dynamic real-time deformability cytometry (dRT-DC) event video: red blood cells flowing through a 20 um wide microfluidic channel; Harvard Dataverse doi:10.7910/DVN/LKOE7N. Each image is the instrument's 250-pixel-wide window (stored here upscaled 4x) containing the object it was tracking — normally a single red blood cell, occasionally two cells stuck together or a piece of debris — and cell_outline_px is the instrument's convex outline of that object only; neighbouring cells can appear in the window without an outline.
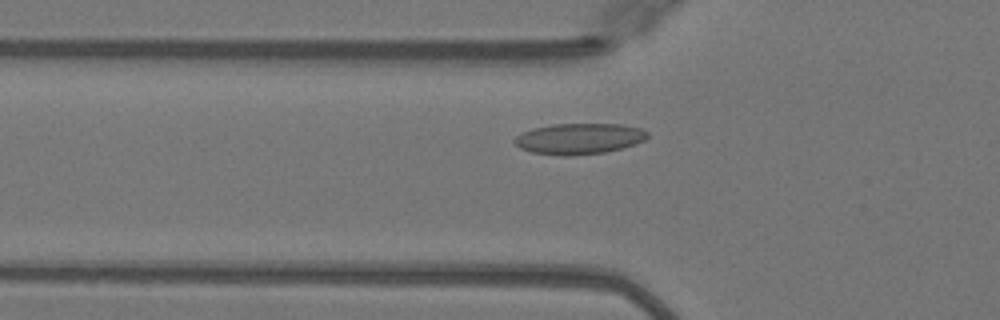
{"species": "Egyptian fruit bat (a non-hibernating species)", "species_latin": "Rousettus aegyptiacus", "temperature_condition": "warm", "stored_images_in_passage": 43, "camera_frame_rate_fps": 3000, "um_per_image_px": 0.085, "animal": {"sex": "female"}, "frame": {"image": 1, "passage_image": 13, "time_ms": 4.0, "image_size_px": [1000, 320], "cell_outline_px": [[648, 136], [644, 140], [636, 144], [604, 152], [572, 156], [564, 156], [532, 152], [520, 148], [512, 140], [516, 136], [532, 128], [552, 124], [620, 124], [640, 128], [648, 132]], "centroid_in_image_um": [49.22, 11.79], "position_along_channel_um": 76.6, "area_um2": 23.87}}
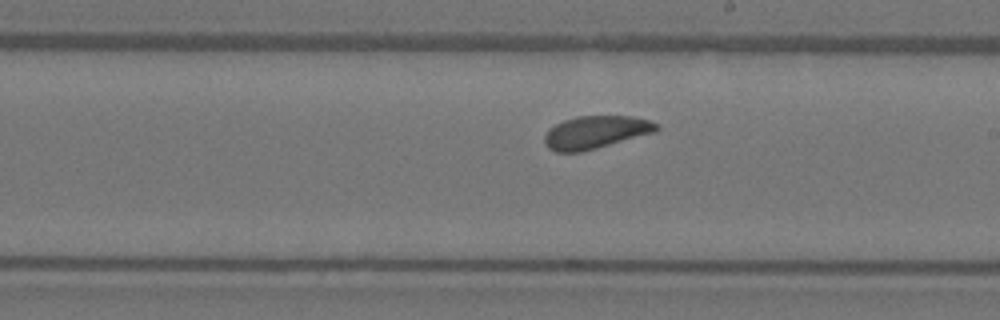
{"frame": {"image": 2, "passage_image": 25, "time_ms": 8.0, "image_size_px": [1000, 320], "cell_outline_px": [[660, 128], [656, 132], [596, 148], [580, 152], [556, 152], [548, 148], [544, 144], [544, 136], [548, 128], [564, 120], [576, 116], [632, 116], [648, 120], [660, 124]], "centroid_in_image_um": [50.62, 11.24], "position_along_channel_um": 238.4, "area_um2": 21.5}}
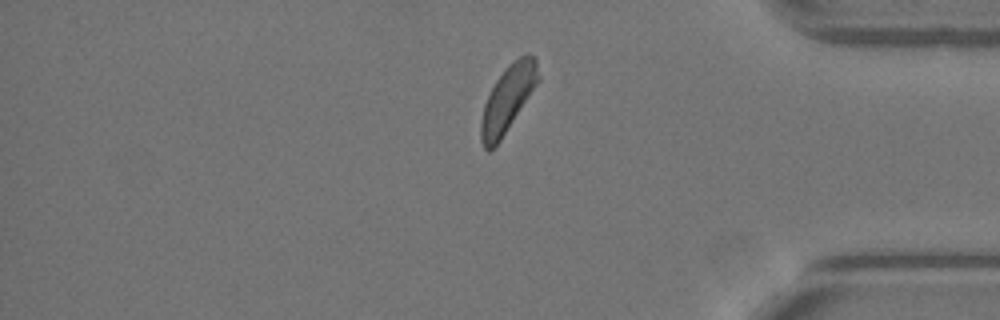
{"frame": {"image": 3, "passage_image": 38, "time_ms": 12.333, "image_size_px": [1000, 320], "cell_outline_px": [[540, 80], [500, 140], [488, 152], [484, 148], [480, 140], [480, 120], [484, 104], [496, 80], [508, 64], [512, 60], [528, 52], [536, 60], [540, 76]], "centroid_in_image_um": [43.16, 8.38], "position_along_channel_um": 392.0, "area_um2": 22.02}, "authors_computed_cell_mechanics": {"area_um2": 21.9062, "velocity_mm_per_s": 4.0271, "shape_relaxation_time_tau1_ms": 5.2414, "shape_relaxation_time_tau2_ms": null, "deformation_change_tau1": 0.0941, "deformation_change_tau2": null}}